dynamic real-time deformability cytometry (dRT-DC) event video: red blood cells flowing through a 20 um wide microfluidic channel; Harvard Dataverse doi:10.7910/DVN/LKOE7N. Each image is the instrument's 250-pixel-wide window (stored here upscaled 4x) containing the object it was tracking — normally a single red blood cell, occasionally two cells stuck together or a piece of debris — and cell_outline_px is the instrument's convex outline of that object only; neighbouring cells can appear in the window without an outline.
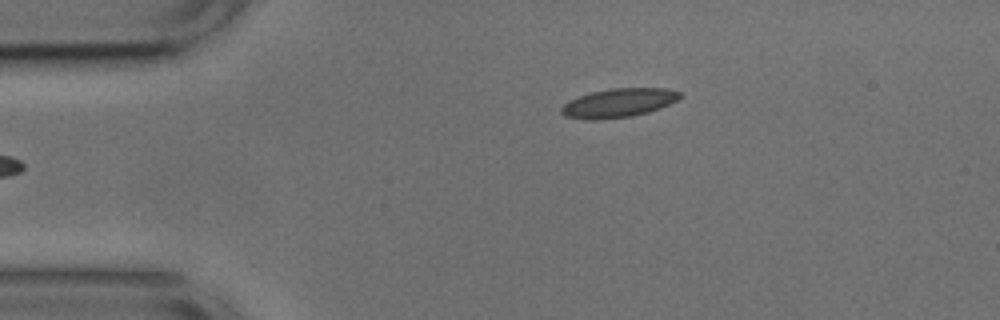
{"species": "common noctule bat (a hibernating species)", "species_latin": "Nyctalus noctula", "temperature_condition": "cold", "stored_images_in_passage": 36, "camera_frame_rate_fps": 3000, "um_per_image_px": 0.085, "animal": {"sex": "male", "body_mass_g": 17.9, "forearm_length_mm": 54.2}, "frame": {"image": 1, "passage_image": 1, "time_ms": 0.0, "image_size_px": [1000, 320], "cell_outline_px": [[680, 96], [676, 100], [660, 108], [648, 112], [632, 116], [596, 120], [584, 120], [564, 116], [560, 112], [560, 108], [568, 100], [592, 92], [612, 88], [668, 88], [680, 92]], "centroid_in_image_um": [52.53, 8.75], "position_along_channel_um": 32.5, "area_um2": 19.94}}
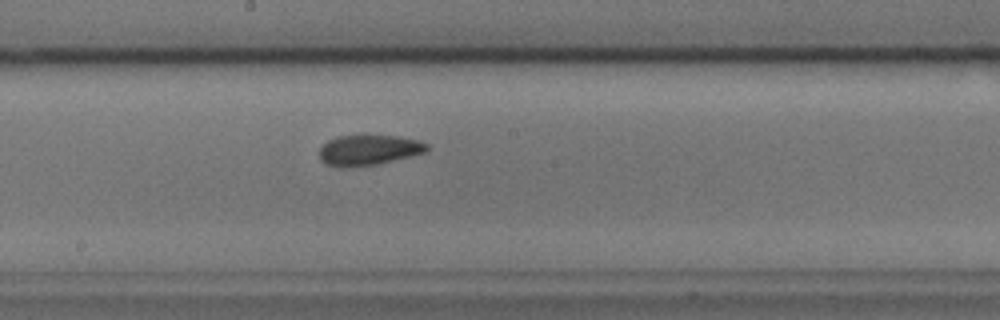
{"frame": {"image": 2, "passage_image": 19, "time_ms": 6.0, "image_size_px": [1000, 320], "cell_outline_px": [[428, 148], [424, 152], [376, 164], [324, 164], [320, 160], [320, 148], [328, 140], [336, 136], [396, 136], [416, 140], [428, 144]], "centroid_in_image_um": [31.34, 12.71], "position_along_channel_um": 216.9, "area_um2": 17.92}}
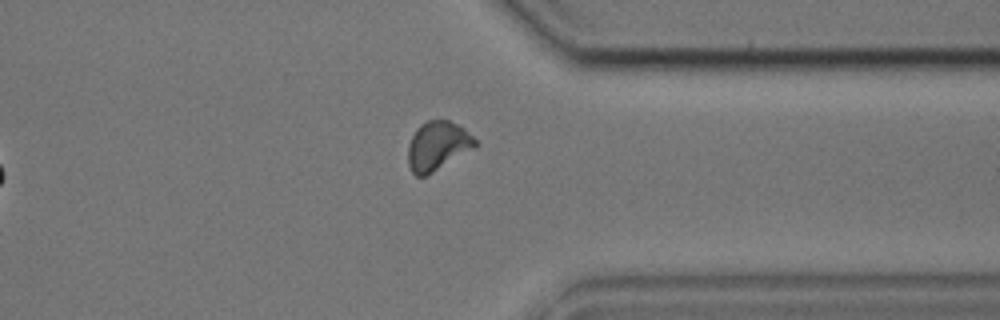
{"frame": {"image": 3, "passage_image": 32, "time_ms": 10.333, "image_size_px": [1000, 320], "cell_outline_px": [[480, 144], [476, 148], [432, 172], [424, 176], [416, 176], [412, 172], [408, 164], [408, 144], [416, 128], [420, 124], [428, 120], [448, 120], [460, 124]], "centroid_in_image_um": [37.22, 12.38], "position_along_channel_um": 374.2, "area_um2": 19.36}, "authors_computed_cell_mechanics": {"area_um2": 18.9873, "velocity_mm_per_s": 3.7349, "shape_relaxation_time_tau1_ms": null, "shape_relaxation_time_tau2_ms": 2.1496, "deformation_change_tau1": null, "deformation_change_tau2": 0.0745}}